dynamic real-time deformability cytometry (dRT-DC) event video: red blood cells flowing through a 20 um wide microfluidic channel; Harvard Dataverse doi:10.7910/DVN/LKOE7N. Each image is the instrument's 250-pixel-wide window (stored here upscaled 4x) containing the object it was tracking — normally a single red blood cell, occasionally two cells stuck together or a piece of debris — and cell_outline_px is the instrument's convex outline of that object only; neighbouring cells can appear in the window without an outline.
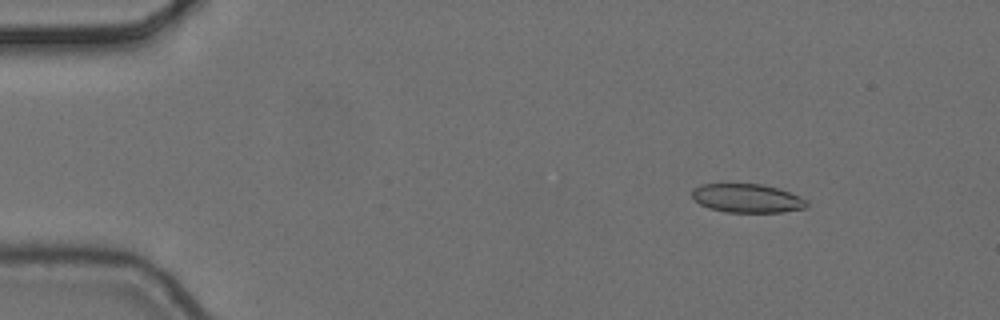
{"species": "common noctule bat (a hibernating species)", "species_latin": "Nyctalus noctula", "temperature_condition": "cold", "stored_images_in_passage": 6, "camera_frame_rate_fps": 3000, "um_per_image_px": 0.085, "animal": {"sex": "female", "body_mass_g": 24.6, "forearm_length_mm": 56.2}, "frame": {"image": 1, "passage_image": 3, "time_ms": 0.667, "image_size_px": [1000, 320], "cell_outline_px": [[808, 208], [784, 212], [724, 212], [708, 208], [700, 204], [692, 196], [692, 188], [700, 184], [760, 184], [780, 188], [800, 196], [808, 200]], "centroid_in_image_um": [63.54, 16.85], "position_along_channel_um": 21.5, "area_um2": 19.48}}
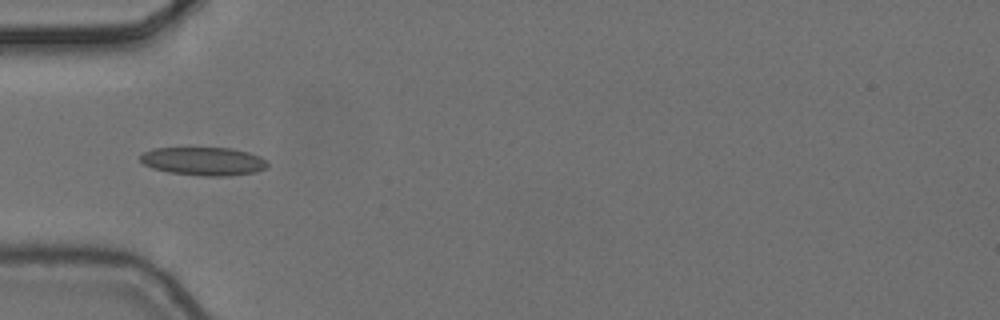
{"frame": {"image": 2, "passage_image": 6, "time_ms": 1.667, "image_size_px": [1000, 320], "cell_outline_px": [[268, 168], [256, 172], [228, 176], [204, 176], [168, 172], [152, 168], [144, 164], [140, 160], [140, 156], [144, 152], [152, 148], [232, 148], [248, 152], [260, 156], [268, 160]], "centroid_in_image_um": [17.34, 13.71], "position_along_channel_um": 67.7, "area_um2": 21.15}}